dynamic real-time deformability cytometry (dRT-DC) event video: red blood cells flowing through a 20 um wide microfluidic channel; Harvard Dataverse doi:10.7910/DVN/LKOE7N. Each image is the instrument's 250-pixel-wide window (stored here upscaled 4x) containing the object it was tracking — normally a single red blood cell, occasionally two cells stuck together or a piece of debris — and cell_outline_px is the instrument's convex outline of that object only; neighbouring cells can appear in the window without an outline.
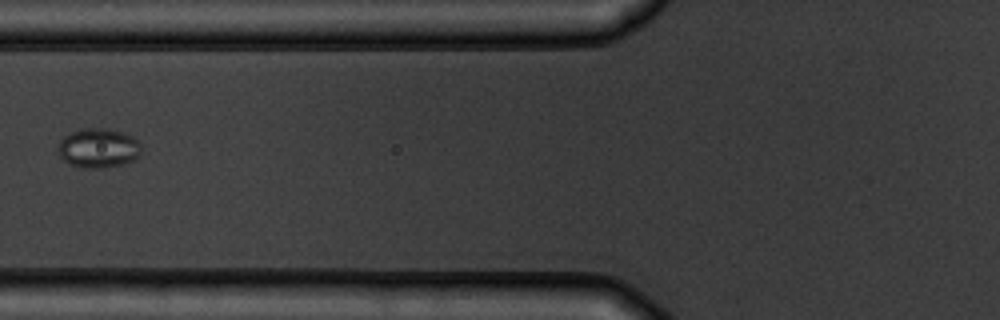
{"species": "common noctule bat (a hibernating species)", "species_latin": "Nyctalus noctula", "temperature_condition": "warm", "stored_images_in_passage": 6, "camera_frame_rate_fps": 3000, "um_per_image_px": 0.085, "animal": {"sex": "male", "body_mass_g": 19.5, "forearm_length_mm": 54.6}, "frame": {"image": 1, "passage_image": 3, "time_ms": 2.333, "image_size_px": [1000, 320], "cell_outline_px": [[140, 156], [136, 160], [120, 164], [100, 168], [80, 168], [68, 164], [60, 156], [56, 148], [60, 140], [64, 136], [72, 132], [84, 128], [108, 128], [132, 136], [136, 140], [140, 148]], "centroid_in_image_um": [8.32, 12.59], "position_along_channel_um": 117.5, "area_um2": 19.19}}
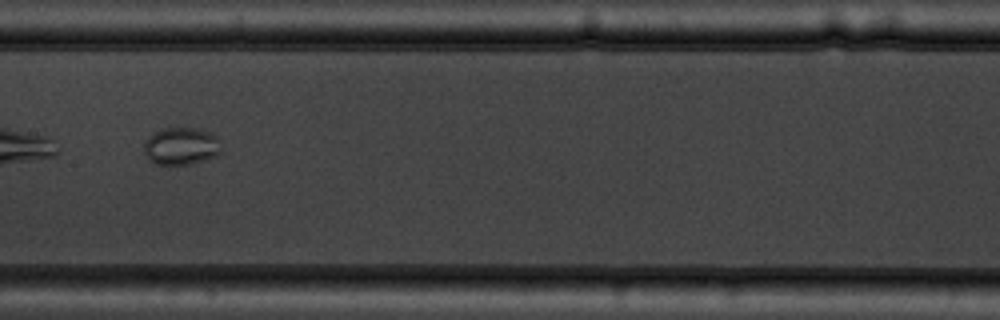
{"frame": {"image": 2, "passage_image": 5, "time_ms": 4.333, "image_size_px": [1000, 320], "cell_outline_px": [[220, 152], [216, 156], [192, 164], [156, 164], [148, 160], [144, 152], [144, 140], [148, 136], [160, 128], [196, 128], [212, 132], [216, 136]], "centroid_in_image_um": [15.35, 12.41], "position_along_channel_um": 192.0, "area_um2": 16.94}}
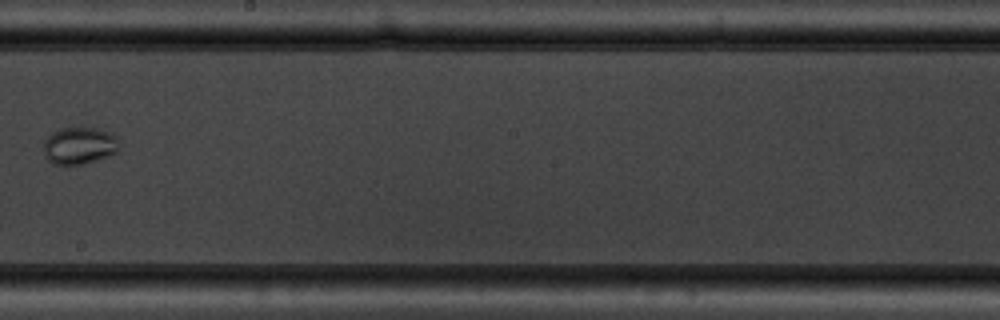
{"frame": {"image": 3, "passage_image": 6, "time_ms": 5.667, "image_size_px": [1000, 320], "cell_outline_px": [[120, 148], [116, 152], [108, 156], [84, 164], [52, 164], [48, 160], [44, 152], [44, 140], [52, 132], [60, 128], [96, 128], [112, 136]], "centroid_in_image_um": [6.68, 12.4], "position_along_channel_um": 241.5, "area_um2": 15.95}}